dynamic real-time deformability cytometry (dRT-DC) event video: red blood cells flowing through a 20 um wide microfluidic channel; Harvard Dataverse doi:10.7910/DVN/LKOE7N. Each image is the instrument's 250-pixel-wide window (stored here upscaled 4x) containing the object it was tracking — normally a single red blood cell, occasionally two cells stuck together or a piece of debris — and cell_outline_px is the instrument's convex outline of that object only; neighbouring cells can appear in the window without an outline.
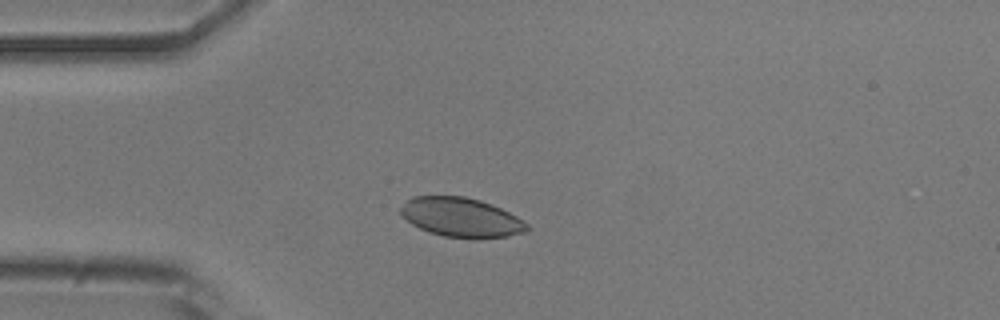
{"species": "common noctule bat (a hibernating species)", "species_latin": "Nyctalus noctula", "temperature_condition": "room temperature", "stored_images_in_passage": 48, "camera_frame_rate_fps": 3000, "um_per_image_px": 0.085, "animal": {"sex": "male", "body_mass_g": 20.5, "forearm_length_mm": 52.5}, "frame": {"image": 1, "passage_image": 9, "time_ms": 2.667, "image_size_px": [1000, 320], "cell_outline_px": [[532, 228], [528, 232], [508, 236], [444, 236], [428, 232], [412, 224], [400, 216], [400, 208], [412, 196], [464, 196], [480, 200], [492, 204], [516, 216], [528, 224]], "centroid_in_image_um": [39.19, 18.45], "position_along_channel_um": 45.8, "area_um2": 28.5}}
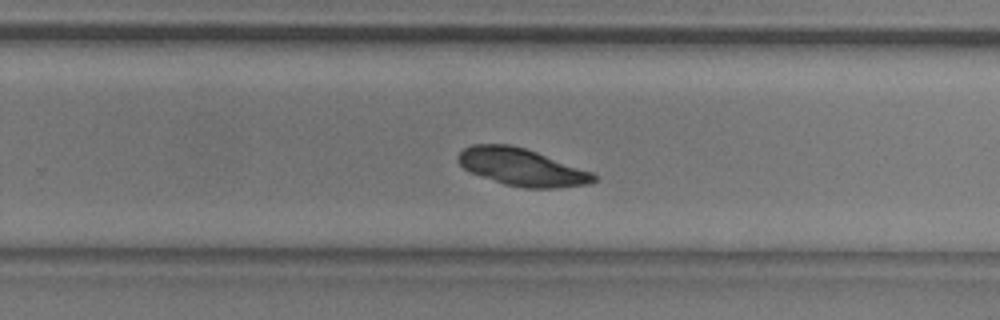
{"frame": {"image": 2, "passage_image": 29, "time_ms": 9.333, "image_size_px": [1000, 320], "cell_outline_px": [[596, 180], [588, 184], [556, 188], [524, 188], [504, 184], [472, 172], [464, 168], [456, 160], [456, 156], [464, 148], [472, 144], [508, 144], [524, 148], [536, 152], [592, 172], [596, 176]], "centroid_in_image_um": [44.33, 14.2], "position_along_channel_um": 285.5, "area_um2": 29.19}}
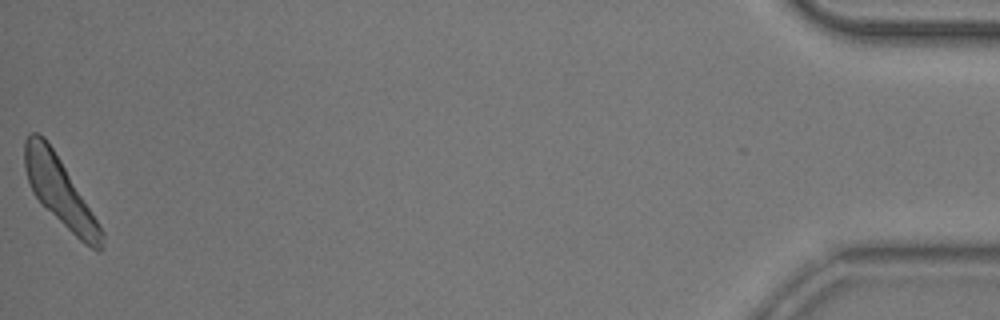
{"frame": {"image": 3, "passage_image": 48, "time_ms": 15.667, "image_size_px": [1000, 320], "cell_outline_px": [[104, 248], [100, 252], [96, 252], [84, 244], [32, 192], [24, 168], [24, 140], [32, 132], [36, 132], [44, 136], [60, 160], [104, 232]], "centroid_in_image_um": [5.1, 16.28], "position_along_channel_um": 430.1, "area_um2": 29.48}}